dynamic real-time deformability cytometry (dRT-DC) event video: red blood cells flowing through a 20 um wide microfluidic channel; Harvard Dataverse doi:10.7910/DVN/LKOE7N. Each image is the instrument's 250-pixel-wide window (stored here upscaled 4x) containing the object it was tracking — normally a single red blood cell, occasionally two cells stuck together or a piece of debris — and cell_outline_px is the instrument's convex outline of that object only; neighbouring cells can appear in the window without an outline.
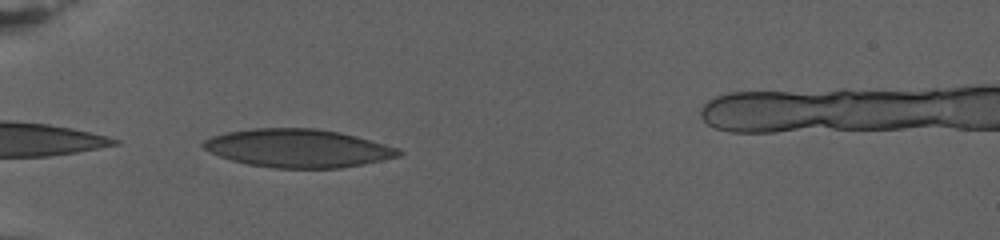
{"species": "human", "species_latin": "Homo sapiens", "temperature_condition": "warm", "stored_images_in_passage": 51, "camera_frame_rate_fps": 3000, "um_per_image_px": 0.085, "donor": {"sex": "female"}, "frame": {"image": 1, "passage_image": 1, "time_ms": 0.0, "image_size_px": [1000, 240], "cell_outline_px": [[404, 152], [400, 156], [364, 164], [340, 168], [272, 168], [248, 164], [232, 160], [220, 156], [204, 148], [200, 144], [204, 140], [212, 136], [228, 132], [252, 128], [316, 128], [340, 132], [356, 136], [400, 148]], "centroid_in_image_um": [25.36, 12.6], "position_along_channel_um": 59.6, "area_um2": 43.58}}
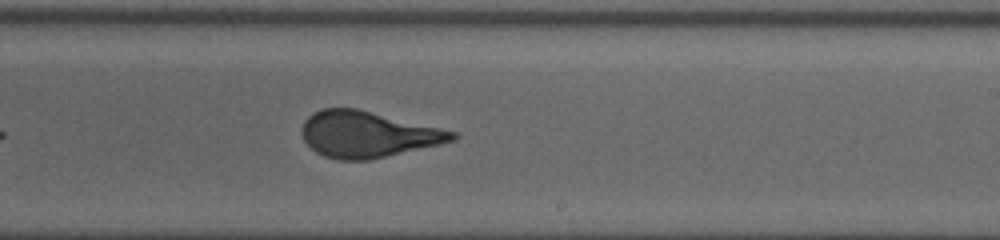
{"frame": {"image": 2, "passage_image": 24, "time_ms": 7.667, "image_size_px": [1000, 240], "cell_outline_px": [[460, 136], [456, 140], [440, 144], [368, 160], [336, 160], [324, 156], [316, 152], [304, 140], [300, 132], [300, 128], [304, 120], [312, 112], [324, 108], [356, 108], [440, 128], [456, 132]], "centroid_in_image_um": [31.21, 11.42], "position_along_channel_um": 257.8, "area_um2": 40.34}}
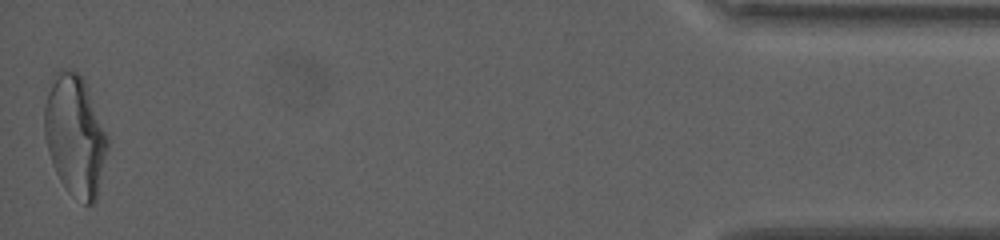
{"frame": {"image": 3, "passage_image": 51, "time_ms": 16.667, "image_size_px": [1000, 240], "cell_outline_px": [[108, 148], [96, 204], [84, 204], [72, 196], [68, 192], [60, 180], [52, 164], [44, 136], [44, 108], [48, 92], [52, 84], [60, 72], [76, 72], [84, 80], [108, 136]], "centroid_in_image_um": [6.4, 11.65], "position_along_channel_um": 428.8, "area_um2": 43.87}}